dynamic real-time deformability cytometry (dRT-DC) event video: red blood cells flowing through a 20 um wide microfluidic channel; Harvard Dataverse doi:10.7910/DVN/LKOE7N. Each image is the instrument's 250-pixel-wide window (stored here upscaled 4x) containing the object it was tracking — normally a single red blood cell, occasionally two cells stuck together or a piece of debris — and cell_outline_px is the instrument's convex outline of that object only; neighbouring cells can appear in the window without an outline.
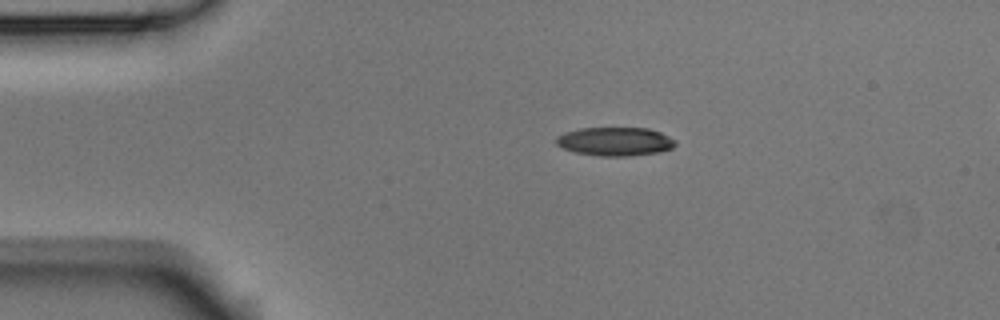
{"species": "Egyptian fruit bat (a non-hibernating species)", "species_latin": "Rousettus aegyptiacus", "temperature_condition": "room temperature", "stored_images_in_passage": 4, "camera_frame_rate_fps": 3000, "um_per_image_px": 0.085, "animal": {"sex": "male"}, "frame": {"image": 1, "passage_image": 2, "time_ms": 0.333, "image_size_px": [1000, 320], "cell_outline_px": [[676, 144], [672, 148], [660, 152], [628, 156], [600, 156], [576, 152], [564, 148], [556, 144], [556, 136], [564, 132], [580, 128], [648, 128], [660, 132], [676, 140]], "centroid_in_image_um": [52.29, 12.02], "position_along_channel_um": 32.7, "area_um2": 19.88}}
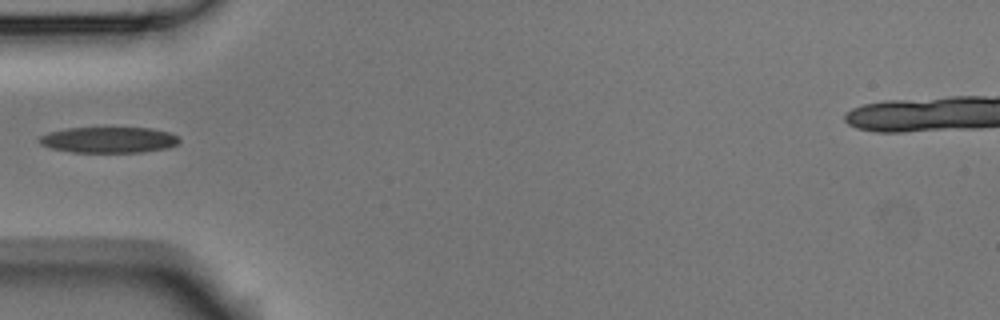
{"frame": {"image": 2, "passage_image": 4, "time_ms": 1.0, "image_size_px": [1000, 320], "cell_outline_px": [[180, 140], [176, 144], [168, 148], [144, 152], [72, 152], [52, 148], [40, 144], [36, 140], [40, 136], [48, 132], [68, 128], [152, 128], [168, 132], [180, 136]], "centroid_in_image_um": [9.25, 11.89], "position_along_channel_um": 75.8, "area_um2": 21.21}}